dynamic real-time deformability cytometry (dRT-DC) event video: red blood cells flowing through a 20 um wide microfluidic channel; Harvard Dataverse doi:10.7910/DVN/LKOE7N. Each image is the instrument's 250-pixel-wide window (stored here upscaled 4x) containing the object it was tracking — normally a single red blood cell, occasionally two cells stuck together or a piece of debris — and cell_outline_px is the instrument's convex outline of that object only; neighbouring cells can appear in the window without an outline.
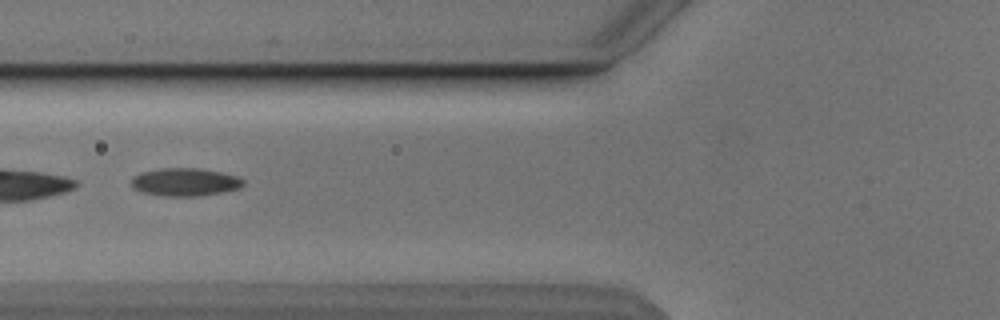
{"species": "Egyptian fruit bat (a non-hibernating species)", "species_latin": "Rousettus aegyptiacus", "temperature_condition": "cold", "stored_images_in_passage": 6, "camera_frame_rate_fps": 3000, "um_per_image_px": 0.085, "animal": {"sex": "male"}, "frame": {"image": 1, "passage_image": 5, "time_ms": 4.667, "image_size_px": [1000, 320], "cell_outline_px": [[244, 184], [240, 188], [200, 196], [160, 196], [140, 192], [132, 188], [132, 176], [140, 172], [160, 168], [200, 168], [240, 176], [244, 180]], "centroid_in_image_um": [15.7, 15.47], "position_along_channel_um": 110.1, "area_um2": 18.5}}